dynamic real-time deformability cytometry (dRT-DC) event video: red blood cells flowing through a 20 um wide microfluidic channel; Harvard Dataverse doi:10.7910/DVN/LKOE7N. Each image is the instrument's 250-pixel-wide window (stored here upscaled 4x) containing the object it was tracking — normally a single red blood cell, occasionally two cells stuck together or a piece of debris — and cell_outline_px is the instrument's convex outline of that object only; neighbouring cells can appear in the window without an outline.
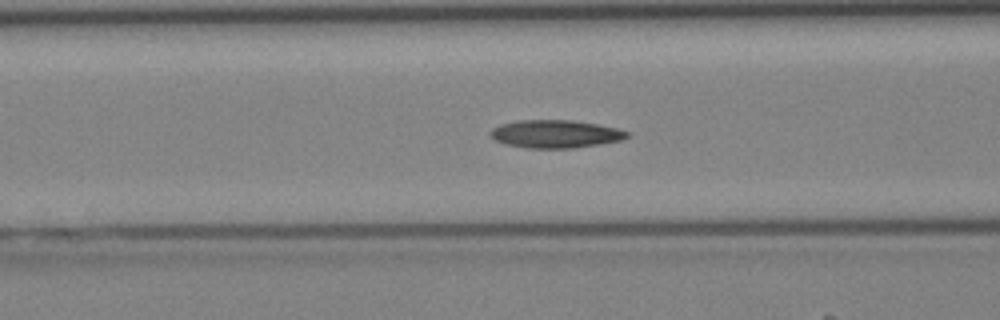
{"species": "Egyptian fruit bat (a non-hibernating species)", "species_latin": "Rousettus aegyptiacus", "temperature_condition": "cold", "stored_images_in_passage": 23, "camera_frame_rate_fps": 3000, "um_per_image_px": 0.085, "animal": {"sex": "female"}, "frame": {"image": 1, "passage_image": 4, "time_ms": 1.0, "image_size_px": [1000, 320], "cell_outline_px": [[628, 136], [620, 140], [600, 144], [572, 148], [528, 148], [508, 144], [496, 140], [488, 132], [492, 128], [500, 124], [520, 120], [572, 120], [596, 124], [616, 128], [628, 132]], "centroid_in_image_um": [47.19, 11.38], "position_along_channel_um": 119.4, "area_um2": 21.96}}
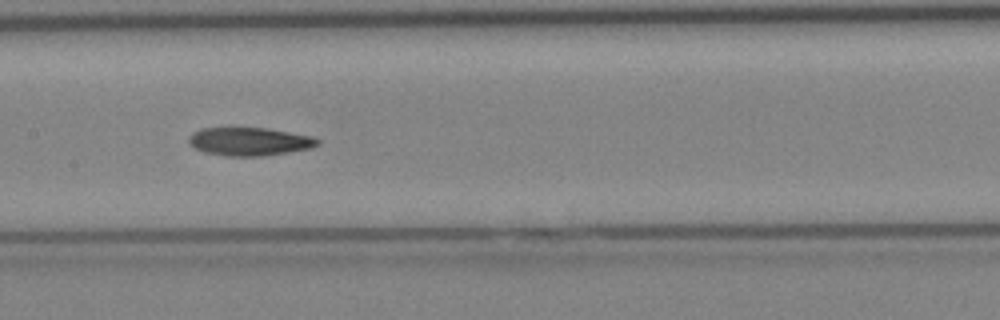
{"frame": {"image": 2, "passage_image": 8, "time_ms": 2.333, "image_size_px": [1000, 320], "cell_outline_px": [[320, 144], [312, 148], [264, 156], [228, 156], [204, 152], [192, 148], [188, 144], [188, 136], [192, 132], [200, 128], [228, 124], [268, 128], [312, 136], [320, 140]], "centroid_in_image_um": [21.11, 11.97], "position_along_channel_um": 186.3, "area_um2": 22.43}}
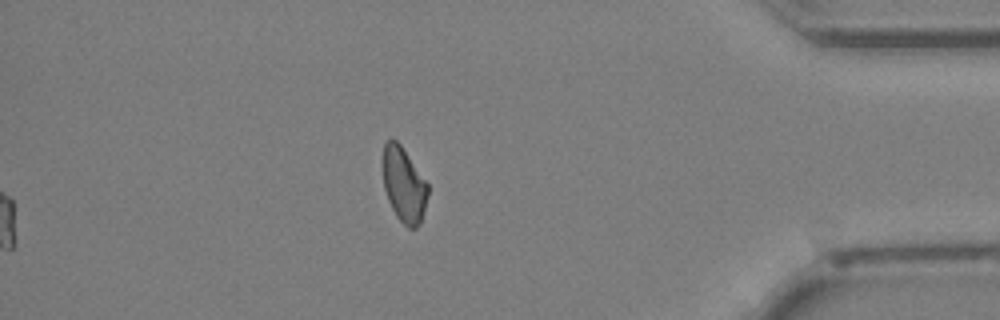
{"frame": {"image": 3, "passage_image": 23, "time_ms": 7.333, "image_size_px": [1000, 320], "cell_outline_px": [[428, 196], [420, 224], [416, 228], [408, 228], [396, 216], [388, 200], [384, 188], [384, 144], [388, 140], [396, 140], [400, 144], [428, 184]], "centroid_in_image_um": [34.35, 15.75], "position_along_channel_um": 400.9, "area_um2": 19.25}}